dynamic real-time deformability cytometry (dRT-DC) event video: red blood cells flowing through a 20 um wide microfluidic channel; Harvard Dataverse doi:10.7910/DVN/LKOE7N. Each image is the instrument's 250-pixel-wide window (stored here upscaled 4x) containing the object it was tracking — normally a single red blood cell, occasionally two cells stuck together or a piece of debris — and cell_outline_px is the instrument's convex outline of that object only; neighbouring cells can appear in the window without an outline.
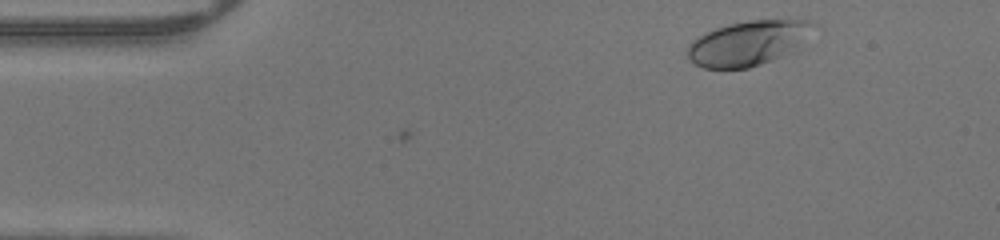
{"species": "human", "species_latin": "Homo sapiens", "temperature_condition": "warm", "stored_images_in_passage": 43, "camera_frame_rate_fps": 3000, "um_per_image_px": 0.085, "donor": {"sex": "male"}, "frame": {"image": 1, "passage_image": 2, "time_ms": 0.333, "image_size_px": [1000, 240], "cell_outline_px": [[816, 24], [792, 52], [772, 60], [748, 68], [704, 68], [688, 60], [688, 44], [692, 40], [716, 28], [728, 24], [748, 20], [808, 20]], "centroid_in_image_um": [63.55, 3.67], "position_along_channel_um": 21.5, "area_um2": 32.31}}
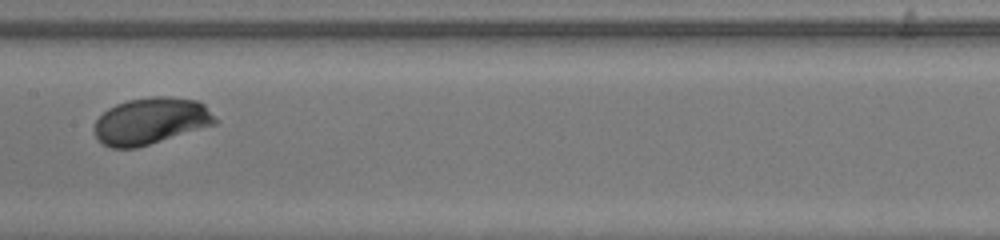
{"frame": {"image": 2, "passage_image": 20, "time_ms": 6.333, "image_size_px": [1000, 240], "cell_outline_px": [[220, 120], [216, 124], [136, 148], [112, 148], [104, 144], [96, 136], [92, 128], [96, 120], [108, 108], [116, 104], [128, 100], [152, 96], [168, 96], [196, 100], [204, 104]], "centroid_in_image_um": [12.83, 10.27], "position_along_channel_um": 194.6, "area_um2": 32.95}}
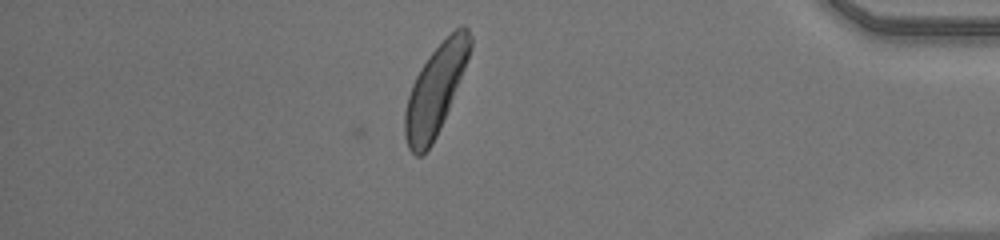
{"frame": {"image": 3, "passage_image": 37, "time_ms": 12.0, "image_size_px": [1000, 240], "cell_outline_px": [[472, 48], [440, 128], [432, 144], [420, 156], [416, 156], [408, 148], [404, 136], [404, 112], [408, 96], [412, 84], [420, 68], [428, 56], [460, 24], [464, 24], [468, 28], [472, 36]], "centroid_in_image_um": [37.0, 7.63], "position_along_channel_um": 398.2, "area_um2": 33.41}}